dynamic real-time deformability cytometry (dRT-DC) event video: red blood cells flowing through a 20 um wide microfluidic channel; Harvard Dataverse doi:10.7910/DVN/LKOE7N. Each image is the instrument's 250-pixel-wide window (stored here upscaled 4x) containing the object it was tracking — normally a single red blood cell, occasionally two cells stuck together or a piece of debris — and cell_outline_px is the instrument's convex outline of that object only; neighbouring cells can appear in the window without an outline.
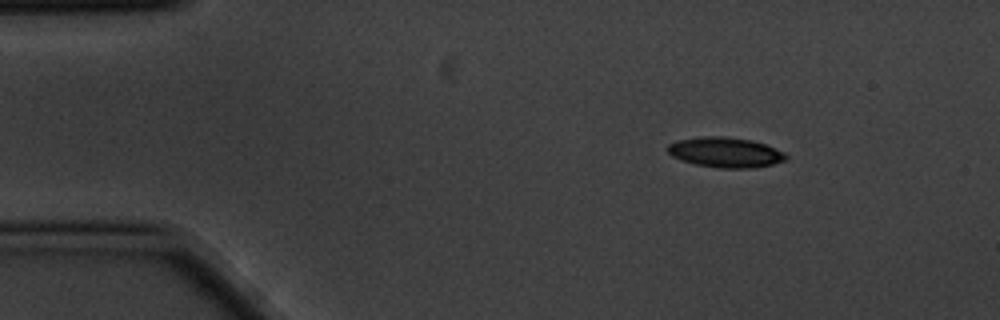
{"species": "common noctule bat (a hibernating species)", "species_latin": "Nyctalus noctula", "temperature_condition": "cold", "stored_images_in_passage": 5, "camera_frame_rate_fps": 3000, "um_per_image_px": 0.085, "animal": {"sex": "male", "body_mass_g": 20.1, "forearm_length_mm": 53.5}, "frame": {"image": 1, "passage_image": 1, "time_ms": 0.0, "image_size_px": [1000, 320], "cell_outline_px": [[788, 160], [772, 164], [748, 168], [720, 168], [696, 164], [672, 156], [668, 152], [668, 144], [680, 140], [700, 136], [724, 136], [752, 140], [764, 144], [784, 152], [788, 156]], "centroid_in_image_um": [61.69, 12.94], "position_along_channel_um": 23.3, "area_um2": 20.58}}
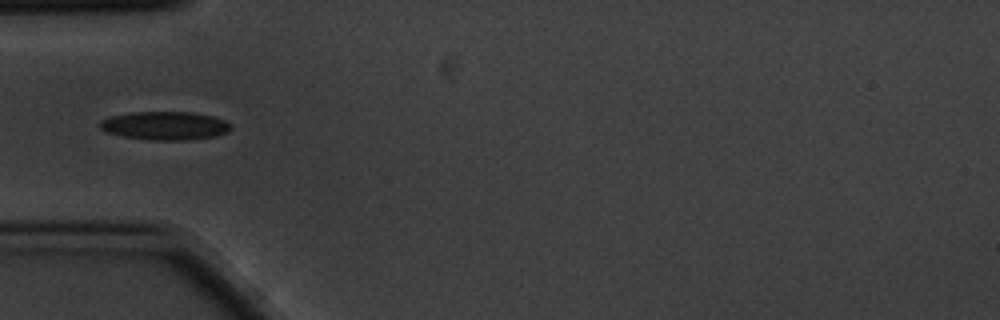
{"frame": {"image": 2, "passage_image": 4, "time_ms": 1.0, "image_size_px": [1000, 320], "cell_outline_px": [[232, 128], [228, 132], [212, 136], [188, 140], [148, 140], [124, 136], [104, 132], [96, 124], [100, 120], [108, 116], [132, 112], [192, 112], [212, 116], [224, 120], [232, 124]], "centroid_in_image_um": [13.97, 10.68], "position_along_channel_um": 71.0, "area_um2": 21.91}}